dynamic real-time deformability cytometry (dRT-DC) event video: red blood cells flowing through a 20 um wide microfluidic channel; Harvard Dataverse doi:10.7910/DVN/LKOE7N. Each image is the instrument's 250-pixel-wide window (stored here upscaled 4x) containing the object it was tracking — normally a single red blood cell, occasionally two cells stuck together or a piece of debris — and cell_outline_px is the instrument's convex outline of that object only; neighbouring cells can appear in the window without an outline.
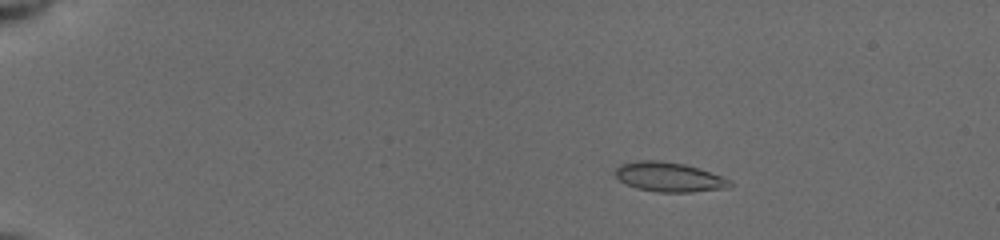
{"species": "common noctule bat (a hibernating species)", "species_latin": "Nyctalus noctula", "temperature_condition": "cold", "stored_images_in_passage": 27, "camera_frame_rate_fps": 3000, "um_per_image_px": 0.085, "animal": {"sex": "female", "body_mass_g": 19.5, "forearm_length_mm": 54.1}, "frame": {"image": 1, "passage_image": 2, "time_ms": 0.667, "image_size_px": [1000, 240], "cell_outline_px": [[732, 188], [692, 192], [656, 192], [636, 188], [620, 180], [616, 176], [616, 168], [620, 164], [636, 160], [660, 160], [684, 164], [732, 180]], "centroid_in_image_um": [56.89, 15.05], "position_along_channel_um": 28.1, "area_um2": 19.71}}
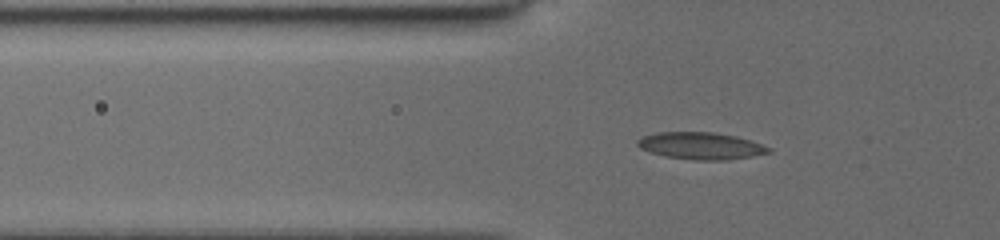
{"frame": {"image": 2, "passage_image": 17, "time_ms": 4.0, "image_size_px": [1000, 240], "cell_outline_px": [[772, 152], [752, 156], [728, 160], [696, 160], [664, 156], [640, 148], [636, 144], [636, 140], [644, 136], [656, 132], [712, 132], [736, 136], [772, 148]], "centroid_in_image_um": [59.57, 12.39], "position_along_channel_um": 66.2, "area_um2": 20.58}}
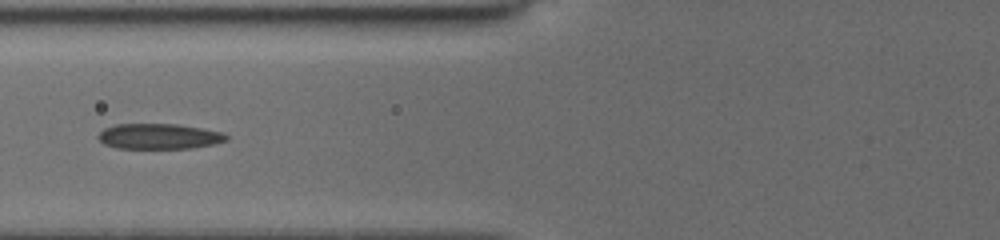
{"frame": {"image": 3, "passage_image": 23, "time_ms": 5.333, "image_size_px": [1000, 240], "cell_outline_px": [[228, 140], [212, 144], [192, 148], [116, 148], [104, 144], [96, 136], [104, 128], [116, 124], [176, 124], [224, 132], [228, 136]], "centroid_in_image_um": [13.51, 11.59], "position_along_channel_um": 112.3, "area_um2": 18.96}}